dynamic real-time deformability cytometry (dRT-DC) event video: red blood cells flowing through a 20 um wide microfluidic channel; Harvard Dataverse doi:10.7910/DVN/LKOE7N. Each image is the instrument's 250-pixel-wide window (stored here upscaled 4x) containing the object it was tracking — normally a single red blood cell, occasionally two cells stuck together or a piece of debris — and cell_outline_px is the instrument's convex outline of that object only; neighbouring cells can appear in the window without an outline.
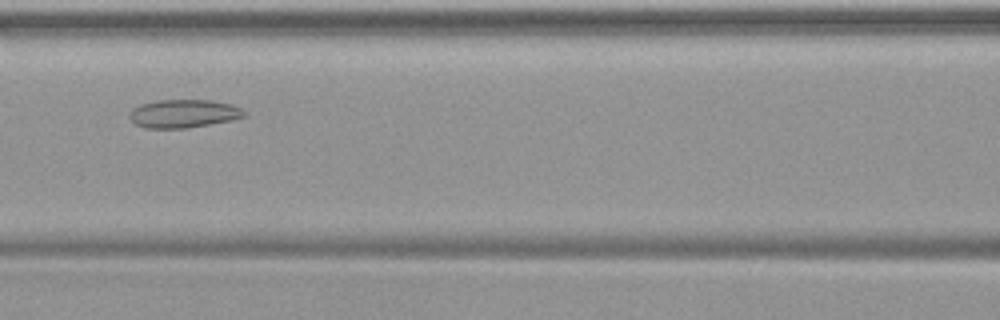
{"species": "common noctule bat (a hibernating species)", "species_latin": "Nyctalus noctula", "temperature_condition": "warm", "stored_images_in_passage": 42, "camera_frame_rate_fps": 3000, "um_per_image_px": 0.085, "animal": {"sex": "female", "body_mass_g": 19.9}, "frame": {"image": 1, "passage_image": 15, "time_ms": 4.667, "image_size_px": [1000, 320], "cell_outline_px": [[244, 116], [228, 120], [188, 128], [144, 128], [136, 124], [128, 116], [128, 112], [132, 108], [140, 104], [156, 100], [212, 100], [232, 104], [240, 108], [244, 112]], "centroid_in_image_um": [15.53, 9.64], "position_along_channel_um": 151.1, "area_um2": 18.79}}
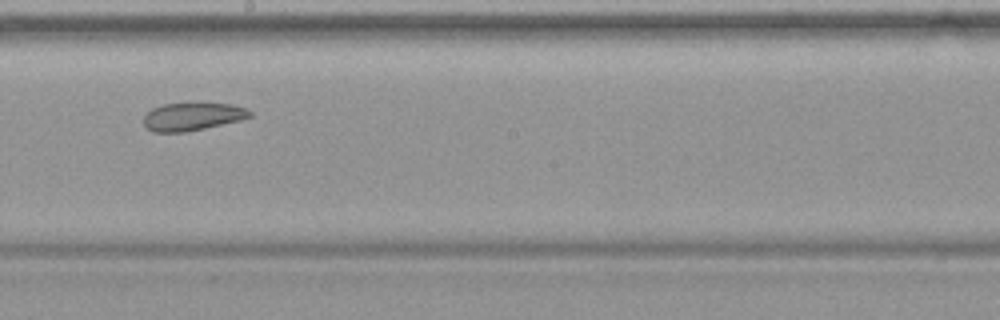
{"frame": {"image": 2, "passage_image": 21, "time_ms": 6.667, "image_size_px": [1000, 320], "cell_outline_px": [[252, 116], [244, 120], [184, 132], [152, 132], [144, 128], [144, 116], [152, 108], [164, 104], [228, 104], [244, 108], [252, 112]], "centroid_in_image_um": [16.34, 9.93], "position_along_channel_um": 231.9, "area_um2": 17.11}}
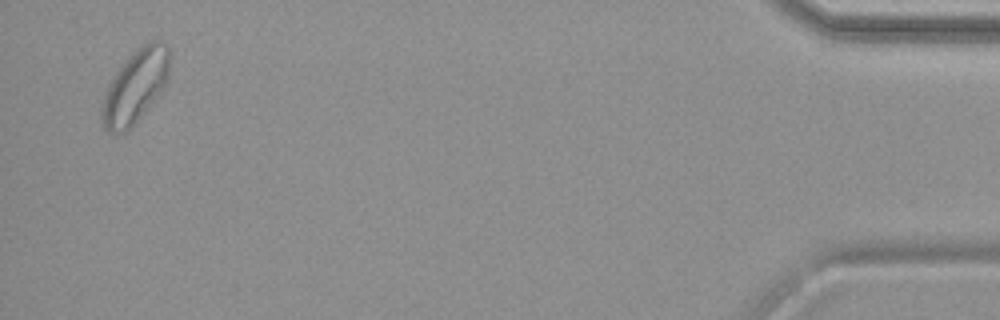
{"frame": {"image": 3, "passage_image": 41, "time_ms": 13.333, "image_size_px": [1000, 320], "cell_outline_px": [[168, 76], [164, 88], [152, 104], [132, 128], [124, 132], [108, 132], [104, 128], [100, 120], [100, 112], [104, 96], [108, 84], [112, 76], [128, 56], [144, 44], [152, 40], [160, 40], [168, 44]], "centroid_in_image_um": [11.48, 7.37], "position_along_channel_um": 423.7, "area_um2": 29.07}}